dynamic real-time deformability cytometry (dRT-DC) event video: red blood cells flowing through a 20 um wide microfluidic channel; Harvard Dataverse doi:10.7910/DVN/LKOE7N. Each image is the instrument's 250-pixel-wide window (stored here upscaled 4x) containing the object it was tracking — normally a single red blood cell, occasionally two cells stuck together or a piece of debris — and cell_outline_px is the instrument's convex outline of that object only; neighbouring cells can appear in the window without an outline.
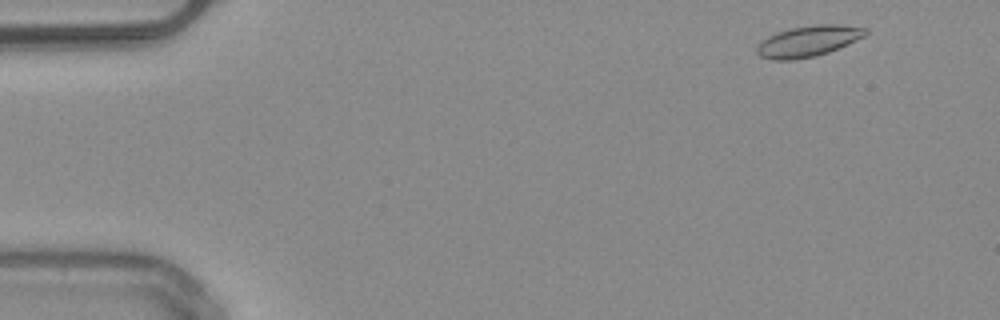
{"species": "common noctule bat (a hibernating species)", "species_latin": "Nyctalus noctula", "temperature_condition": "warm", "stored_images_in_passage": 49, "camera_frame_rate_fps": 3000, "um_per_image_px": 0.085, "animal": {"sex": "male", "body_mass_g": 20.4}, "frame": {"image": 1, "passage_image": 2, "time_ms": 0.333, "image_size_px": [1000, 320], "cell_outline_px": [[868, 32], [864, 36], [848, 44], [828, 52], [816, 56], [796, 60], [772, 60], [760, 56], [756, 52], [756, 44], [760, 40], [776, 32], [792, 28], [816, 24], [836, 24], [868, 28]], "centroid_in_image_um": [68.66, 3.5], "position_along_channel_um": 16.3, "area_um2": 19.77}}
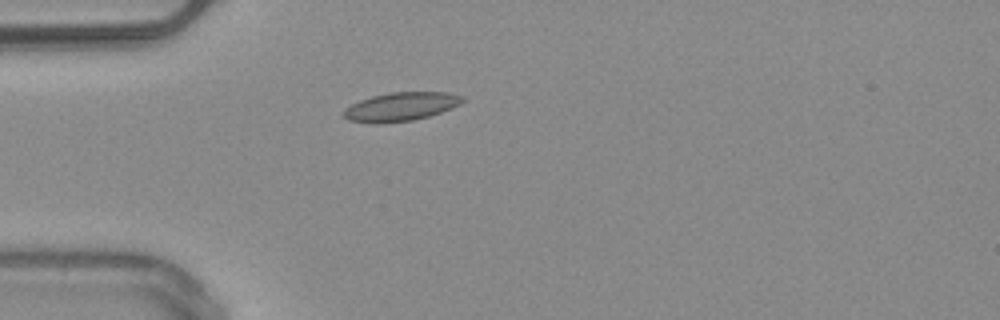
{"frame": {"image": 2, "passage_image": 12, "time_ms": 3.667, "image_size_px": [1000, 320], "cell_outline_px": [[464, 100], [460, 104], [452, 108], [428, 116], [412, 120], [380, 124], [372, 124], [348, 120], [340, 116], [340, 112], [344, 108], [360, 100], [372, 96], [392, 92], [448, 92], [464, 96]], "centroid_in_image_um": [34.01, 9.08], "position_along_channel_um": 51.0, "area_um2": 20.11}}
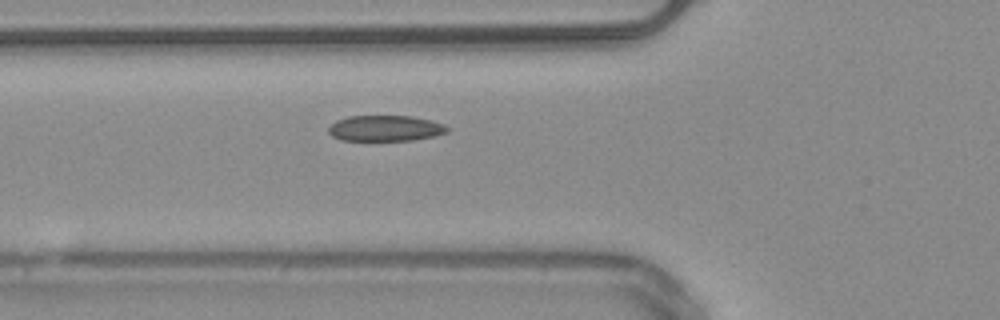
{"frame": {"image": 3, "passage_image": 16, "time_ms": 5.0, "image_size_px": [1000, 320], "cell_outline_px": [[448, 132], [432, 136], [412, 140], [340, 140], [332, 136], [328, 132], [328, 128], [336, 120], [348, 116], [412, 116], [432, 120], [444, 124], [448, 128]], "centroid_in_image_um": [32.74, 10.89], "position_along_channel_um": 93.1, "area_um2": 17.8}, "authors_computed_cell_mechanics": {"area_um2": 18.207, "velocity_mm_per_s": 3.9903, "shape_relaxation_time_tau1_ms": 3.5669, "shape_relaxation_time_tau2_ms": 4.1308, "deformation_change_tau1": 0.0981, "deformation_change_tau2": 0.0877}}